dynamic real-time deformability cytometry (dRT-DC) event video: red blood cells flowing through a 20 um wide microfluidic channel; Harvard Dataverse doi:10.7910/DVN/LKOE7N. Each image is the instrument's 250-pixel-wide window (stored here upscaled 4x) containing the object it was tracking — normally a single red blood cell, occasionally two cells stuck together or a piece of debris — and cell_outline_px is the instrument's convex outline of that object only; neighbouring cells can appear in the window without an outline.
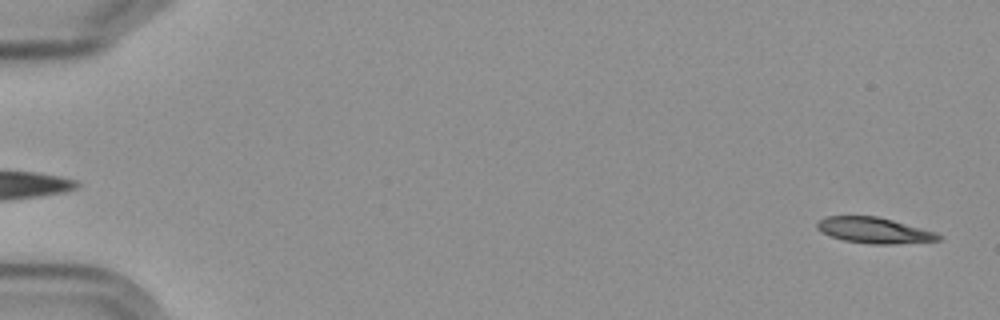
{"species": "Egyptian fruit bat (a non-hibernating species)", "species_latin": "Rousettus aegyptiacus", "temperature_condition": "cold", "stored_images_in_passage": 4, "segment_of_instrument_passage": [2, 2], "camera_frame_rate_fps": 3000, "um_per_image_px": 0.085, "frame": {"image": 1, "passage_image": 4, "time_ms": 3.667, "image_size_px": [1000, 320], "cell_outline_px": [[944, 240], [896, 244], [872, 244], [844, 240], [832, 236], [816, 228], [816, 224], [824, 216], [876, 216], [892, 220], [936, 232], [944, 236]], "centroid_in_image_um": [74.36, 19.58], "position_along_channel_um": 10.6, "area_um2": 18.21}}